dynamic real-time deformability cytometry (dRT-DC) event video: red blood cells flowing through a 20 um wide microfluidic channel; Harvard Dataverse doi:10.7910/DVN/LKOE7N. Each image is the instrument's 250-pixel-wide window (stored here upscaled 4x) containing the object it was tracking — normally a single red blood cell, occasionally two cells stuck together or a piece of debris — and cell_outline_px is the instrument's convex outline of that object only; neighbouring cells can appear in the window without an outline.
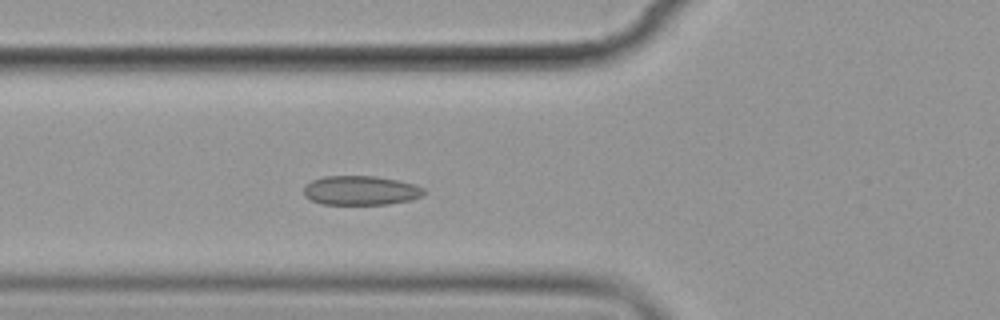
{"species": "common noctule bat (a hibernating species)", "species_latin": "Nyctalus noctula", "temperature_condition": "cold", "stored_images_in_passage": 5, "camera_frame_rate_fps": 3000, "um_per_image_px": 0.085, "animal": {"sex": "female", "body_mass_g": 19.9}, "frame": {"image": 1, "passage_image": 5, "time_ms": 4.667, "image_size_px": [1000, 320], "cell_outline_px": [[428, 192], [420, 196], [408, 200], [388, 204], [320, 204], [304, 196], [304, 184], [312, 180], [324, 176], [376, 176], [416, 184], [424, 188]], "centroid_in_image_um": [30.65, 16.18], "position_along_channel_um": 95.2, "area_um2": 20.58}}